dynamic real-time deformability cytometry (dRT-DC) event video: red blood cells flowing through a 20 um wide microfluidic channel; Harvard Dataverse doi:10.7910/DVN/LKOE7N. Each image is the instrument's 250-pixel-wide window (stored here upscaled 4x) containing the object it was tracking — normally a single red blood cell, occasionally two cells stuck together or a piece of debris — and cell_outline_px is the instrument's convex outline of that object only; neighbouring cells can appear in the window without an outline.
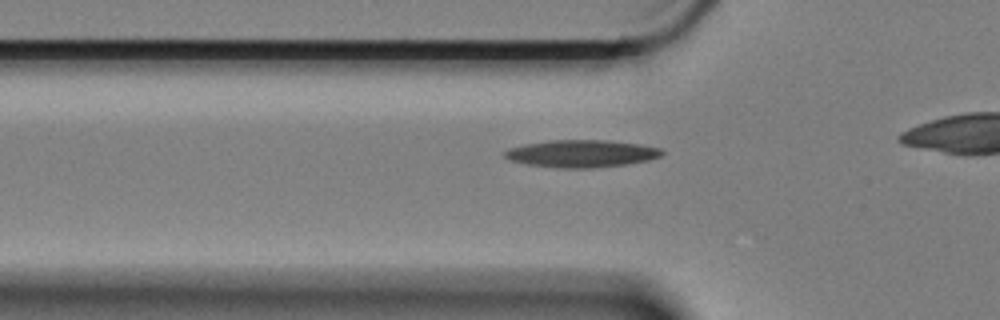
{"species": "Egyptian fruit bat (a non-hibernating species)", "species_latin": "Rousettus aegyptiacus", "temperature_condition": "cold", "stored_images_in_passage": 38, "camera_frame_rate_fps": 3000, "um_per_image_px": 0.085, "animal": {"sex": "female"}, "frame": {"image": 1, "passage_image": 9, "time_ms": 2.667, "image_size_px": [1000, 320], "cell_outline_px": [[664, 152], [660, 156], [648, 160], [624, 164], [588, 168], [560, 168], [528, 164], [512, 160], [504, 156], [504, 152], [512, 148], [524, 144], [552, 140], [608, 140], [640, 144], [660, 148]], "centroid_in_image_um": [49.45, 13.04], "position_along_channel_um": 76.3, "area_um2": 24.68}}
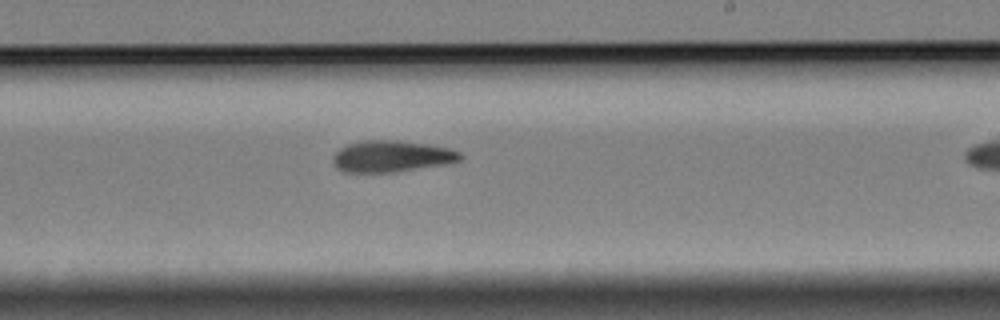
{"frame": {"image": 2, "passage_image": 25, "time_ms": 8.0, "image_size_px": [1000, 320], "cell_outline_px": [[464, 156], [460, 160], [444, 164], [392, 172], [344, 172], [332, 160], [336, 152], [340, 148], [348, 144], [364, 140], [396, 140], [424, 144], [448, 148], [460, 152]], "centroid_in_image_um": [33.29, 13.28], "position_along_channel_um": 255.7, "area_um2": 22.89}}
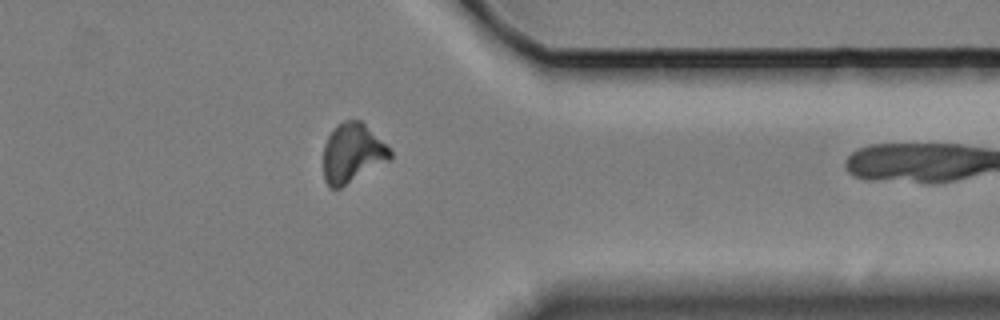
{"frame": {"image": 3, "passage_image": 37, "time_ms": 12.0, "image_size_px": [1000, 320], "cell_outline_px": [[392, 160], [340, 188], [328, 188], [324, 180], [324, 148], [328, 136], [344, 120], [360, 120], [392, 152]], "centroid_in_image_um": [29.96, 13.07], "position_along_channel_um": 381.4, "area_um2": 22.77}}